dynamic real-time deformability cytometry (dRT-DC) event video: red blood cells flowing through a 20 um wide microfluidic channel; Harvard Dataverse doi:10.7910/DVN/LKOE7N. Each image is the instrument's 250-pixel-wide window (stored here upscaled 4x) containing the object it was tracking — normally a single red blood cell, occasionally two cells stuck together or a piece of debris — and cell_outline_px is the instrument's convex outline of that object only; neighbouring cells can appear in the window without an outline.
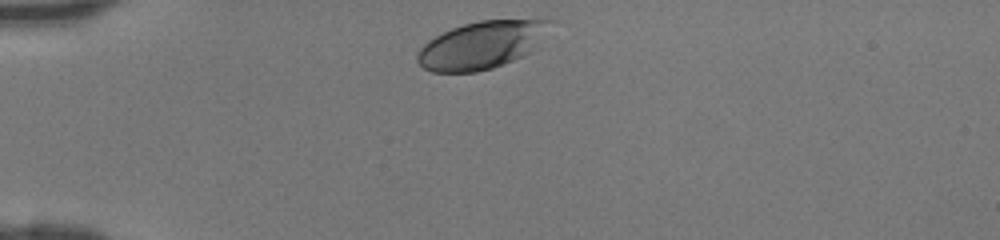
{"species": "human", "species_latin": "Homo sapiens", "temperature_condition": "room temperature", "stored_images_in_passage": 28, "camera_frame_rate_fps": 3000, "um_per_image_px": 0.085, "donor": {"sex": "female"}, "frame": {"image": 1, "passage_image": 1, "time_ms": 0.0, "image_size_px": [1000, 240], "cell_outline_px": [[556, 20], [528, 52], [512, 60], [492, 68], [476, 72], [432, 72], [424, 68], [416, 60], [416, 52], [428, 40], [452, 28], [464, 24], [480, 20]], "centroid_in_image_um": [40.86, 3.83], "position_along_channel_um": 44.1, "area_um2": 36.07}}
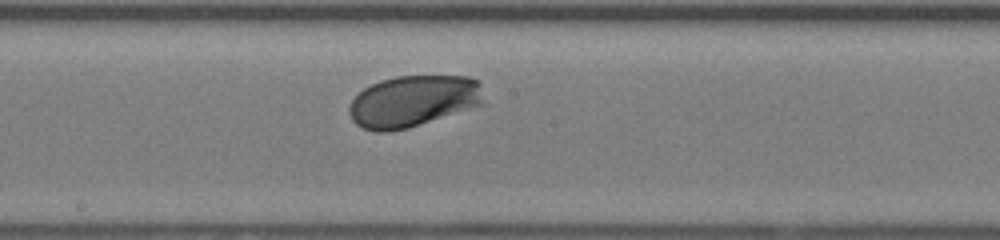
{"frame": {"image": 2, "passage_image": 15, "time_ms": 4.667, "image_size_px": [1000, 240], "cell_outline_px": [[484, 104], [408, 128], [388, 132], [376, 132], [364, 128], [356, 124], [352, 120], [348, 112], [348, 108], [352, 100], [364, 88], [380, 80], [396, 76], [468, 76], [476, 80], [480, 84]], "centroid_in_image_um": [35.1, 8.6], "position_along_channel_um": 213.1, "area_um2": 40.34}}
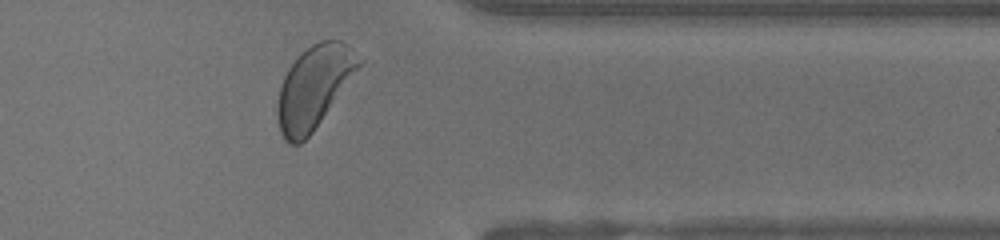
{"frame": {"image": 3, "passage_image": 27, "time_ms": 8.667, "image_size_px": [1000, 240], "cell_outline_px": [[364, 60], [312, 132], [300, 144], [288, 144], [284, 140], [280, 132], [276, 116], [276, 104], [280, 88], [284, 76], [288, 68], [312, 44], [320, 40], [340, 40], [352, 48]], "centroid_in_image_um": [26.65, 7.42], "position_along_channel_um": 384.7, "area_um2": 38.49}}